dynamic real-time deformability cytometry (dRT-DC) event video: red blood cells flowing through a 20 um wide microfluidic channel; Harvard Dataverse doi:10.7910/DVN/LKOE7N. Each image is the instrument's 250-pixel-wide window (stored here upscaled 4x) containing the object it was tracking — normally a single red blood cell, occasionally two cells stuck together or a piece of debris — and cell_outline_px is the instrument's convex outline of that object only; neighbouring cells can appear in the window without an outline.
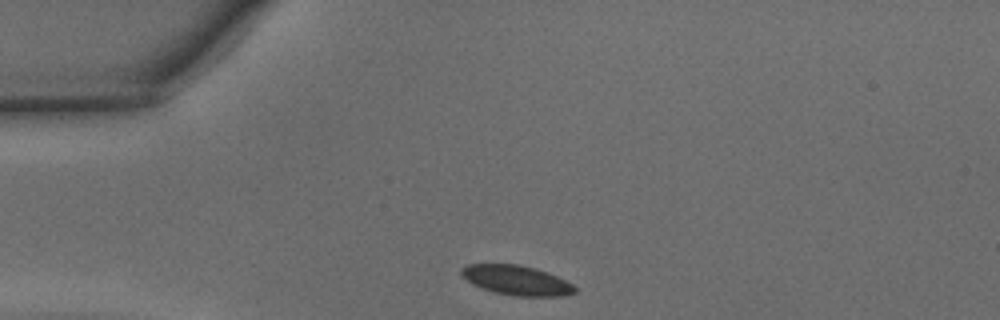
{"species": "common noctule bat (a hibernating species)", "species_latin": "Nyctalus noctula", "temperature_condition": "warm", "stored_images_in_passage": 27, "camera_frame_rate_fps": 3000, "um_per_image_px": 0.085, "animal": {"sex": "male", "body_mass_g": 15.6}, "frame": {"image": 1, "passage_image": 1, "time_ms": 0.0, "image_size_px": [1000, 320], "cell_outline_px": [[576, 292], [564, 296], [516, 296], [492, 292], [480, 288], [472, 284], [460, 276], [460, 268], [468, 264], [516, 264], [536, 268], [556, 276], [572, 284], [576, 288]], "centroid_in_image_um": [43.85, 23.82], "position_along_channel_um": 41.2, "area_um2": 19.77}}
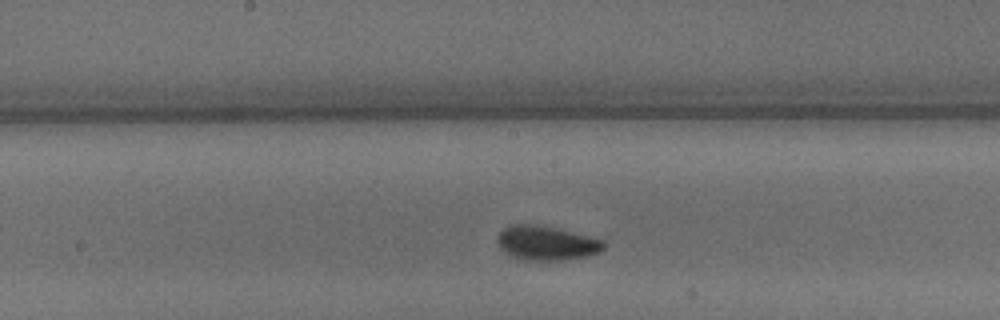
{"frame": {"image": 2, "passage_image": 14, "time_ms": 4.333, "image_size_px": [1000, 320], "cell_outline_px": [[604, 248], [600, 252], [588, 256], [568, 260], [520, 260], [504, 252], [496, 244], [496, 236], [508, 224], [532, 224], [556, 228], [604, 240]], "centroid_in_image_um": [46.4, 20.67], "position_along_channel_um": 201.8, "area_um2": 21.5}}
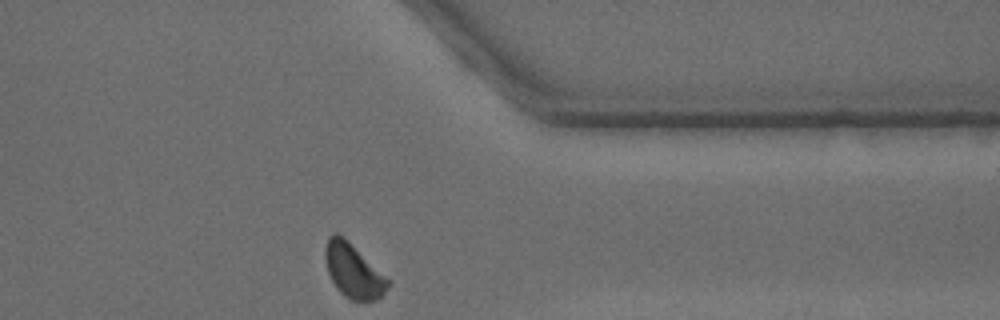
{"frame": {"image": 3, "passage_image": 27, "time_ms": 8.667, "image_size_px": [1000, 320], "cell_outline_px": [[392, 284], [376, 300], [352, 300], [344, 296], [336, 288], [328, 272], [324, 260], [324, 248], [328, 236], [336, 232], [344, 236], [392, 280]], "centroid_in_image_um": [30.05, 22.99], "position_along_channel_um": 381.4, "area_um2": 20.23}, "authors_computed_cell_mechanics": {"area_um2": 20.23, "velocity_mm_per_s": 4.3337, "shape_relaxation_time_tau1_ms": 1.4796, "shape_relaxation_time_tau2_ms": 2.6315, "deformation_change_tau1": 0.0623, "deformation_change_tau2": 0.0492}}